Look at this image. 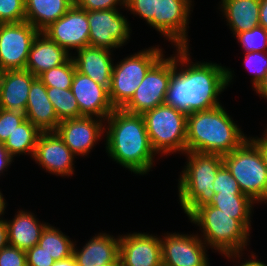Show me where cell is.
Instances as JSON below:
<instances>
[{"label":"cell","mask_w":267,"mask_h":266,"mask_svg":"<svg viewBox=\"0 0 267 266\" xmlns=\"http://www.w3.org/2000/svg\"><path fill=\"white\" fill-rule=\"evenodd\" d=\"M174 51L175 68L165 104L185 114L221 105L219 96L234 81V70L211 61L192 62L189 48Z\"/></svg>","instance_id":"1"},{"label":"cell","mask_w":267,"mask_h":266,"mask_svg":"<svg viewBox=\"0 0 267 266\" xmlns=\"http://www.w3.org/2000/svg\"><path fill=\"white\" fill-rule=\"evenodd\" d=\"M104 138L107 156L114 162L139 176L152 171L156 153L142 114L114 109L105 120Z\"/></svg>","instance_id":"2"},{"label":"cell","mask_w":267,"mask_h":266,"mask_svg":"<svg viewBox=\"0 0 267 266\" xmlns=\"http://www.w3.org/2000/svg\"><path fill=\"white\" fill-rule=\"evenodd\" d=\"M221 104L187 114L186 151L230 154L248 138Z\"/></svg>","instance_id":"3"},{"label":"cell","mask_w":267,"mask_h":266,"mask_svg":"<svg viewBox=\"0 0 267 266\" xmlns=\"http://www.w3.org/2000/svg\"><path fill=\"white\" fill-rule=\"evenodd\" d=\"M188 218L192 224L199 227L201 233H198V236L209 249H214L223 257L244 256L250 245L251 232L235 219V215H228L207 204L197 208Z\"/></svg>","instance_id":"4"},{"label":"cell","mask_w":267,"mask_h":266,"mask_svg":"<svg viewBox=\"0 0 267 266\" xmlns=\"http://www.w3.org/2000/svg\"><path fill=\"white\" fill-rule=\"evenodd\" d=\"M186 162L178 180V204L189 217L197 208L214 199V185L218 170L224 165L218 154L186 151Z\"/></svg>","instance_id":"5"},{"label":"cell","mask_w":267,"mask_h":266,"mask_svg":"<svg viewBox=\"0 0 267 266\" xmlns=\"http://www.w3.org/2000/svg\"><path fill=\"white\" fill-rule=\"evenodd\" d=\"M153 151L164 157L186 152L187 114L162 104L142 114Z\"/></svg>","instance_id":"6"},{"label":"cell","mask_w":267,"mask_h":266,"mask_svg":"<svg viewBox=\"0 0 267 266\" xmlns=\"http://www.w3.org/2000/svg\"><path fill=\"white\" fill-rule=\"evenodd\" d=\"M222 157L242 193L257 205L267 204V168L260 149L248 138L239 148Z\"/></svg>","instance_id":"7"},{"label":"cell","mask_w":267,"mask_h":266,"mask_svg":"<svg viewBox=\"0 0 267 266\" xmlns=\"http://www.w3.org/2000/svg\"><path fill=\"white\" fill-rule=\"evenodd\" d=\"M159 46L141 49L113 64L109 99L114 109L130 101L148 70L164 55Z\"/></svg>","instance_id":"8"},{"label":"cell","mask_w":267,"mask_h":266,"mask_svg":"<svg viewBox=\"0 0 267 266\" xmlns=\"http://www.w3.org/2000/svg\"><path fill=\"white\" fill-rule=\"evenodd\" d=\"M163 55L147 72L130 101L122 108L132 114H143L165 104L170 79L175 68V53Z\"/></svg>","instance_id":"9"},{"label":"cell","mask_w":267,"mask_h":266,"mask_svg":"<svg viewBox=\"0 0 267 266\" xmlns=\"http://www.w3.org/2000/svg\"><path fill=\"white\" fill-rule=\"evenodd\" d=\"M193 3L194 0H156L153 29L174 48H190L187 30Z\"/></svg>","instance_id":"10"},{"label":"cell","mask_w":267,"mask_h":266,"mask_svg":"<svg viewBox=\"0 0 267 266\" xmlns=\"http://www.w3.org/2000/svg\"><path fill=\"white\" fill-rule=\"evenodd\" d=\"M89 46L114 51L128 44L132 33L129 20L120 9L87 11Z\"/></svg>","instance_id":"11"},{"label":"cell","mask_w":267,"mask_h":266,"mask_svg":"<svg viewBox=\"0 0 267 266\" xmlns=\"http://www.w3.org/2000/svg\"><path fill=\"white\" fill-rule=\"evenodd\" d=\"M38 33L26 21L0 24V70H24Z\"/></svg>","instance_id":"12"},{"label":"cell","mask_w":267,"mask_h":266,"mask_svg":"<svg viewBox=\"0 0 267 266\" xmlns=\"http://www.w3.org/2000/svg\"><path fill=\"white\" fill-rule=\"evenodd\" d=\"M196 233L160 235L162 266H210L209 248Z\"/></svg>","instance_id":"13"},{"label":"cell","mask_w":267,"mask_h":266,"mask_svg":"<svg viewBox=\"0 0 267 266\" xmlns=\"http://www.w3.org/2000/svg\"><path fill=\"white\" fill-rule=\"evenodd\" d=\"M75 158L57 132L49 131L39 135L32 160L46 173L69 178L75 175Z\"/></svg>","instance_id":"14"},{"label":"cell","mask_w":267,"mask_h":266,"mask_svg":"<svg viewBox=\"0 0 267 266\" xmlns=\"http://www.w3.org/2000/svg\"><path fill=\"white\" fill-rule=\"evenodd\" d=\"M89 30L87 11L73 4L62 17L50 24L42 33L72 54L73 50L89 46Z\"/></svg>","instance_id":"15"},{"label":"cell","mask_w":267,"mask_h":266,"mask_svg":"<svg viewBox=\"0 0 267 266\" xmlns=\"http://www.w3.org/2000/svg\"><path fill=\"white\" fill-rule=\"evenodd\" d=\"M56 132L76 156L85 157L104 138L105 120L86 116L67 119L60 121Z\"/></svg>","instance_id":"16"},{"label":"cell","mask_w":267,"mask_h":266,"mask_svg":"<svg viewBox=\"0 0 267 266\" xmlns=\"http://www.w3.org/2000/svg\"><path fill=\"white\" fill-rule=\"evenodd\" d=\"M119 259L122 266H162L160 236L147 232L120 235Z\"/></svg>","instance_id":"17"},{"label":"cell","mask_w":267,"mask_h":266,"mask_svg":"<svg viewBox=\"0 0 267 266\" xmlns=\"http://www.w3.org/2000/svg\"><path fill=\"white\" fill-rule=\"evenodd\" d=\"M71 90L77 100L81 117L106 120L114 110L109 99V90L77 70L73 76Z\"/></svg>","instance_id":"18"},{"label":"cell","mask_w":267,"mask_h":266,"mask_svg":"<svg viewBox=\"0 0 267 266\" xmlns=\"http://www.w3.org/2000/svg\"><path fill=\"white\" fill-rule=\"evenodd\" d=\"M112 52L104 48L86 46L76 50L71 57L79 73L87 75L94 82L109 90L114 64Z\"/></svg>","instance_id":"19"},{"label":"cell","mask_w":267,"mask_h":266,"mask_svg":"<svg viewBox=\"0 0 267 266\" xmlns=\"http://www.w3.org/2000/svg\"><path fill=\"white\" fill-rule=\"evenodd\" d=\"M92 237L80 249L75 241L73 255L77 266H107L119 258V234L115 237L106 232H99Z\"/></svg>","instance_id":"20"},{"label":"cell","mask_w":267,"mask_h":266,"mask_svg":"<svg viewBox=\"0 0 267 266\" xmlns=\"http://www.w3.org/2000/svg\"><path fill=\"white\" fill-rule=\"evenodd\" d=\"M25 116L41 132L56 131L60 123L47 96V87L38 77L31 84Z\"/></svg>","instance_id":"21"},{"label":"cell","mask_w":267,"mask_h":266,"mask_svg":"<svg viewBox=\"0 0 267 266\" xmlns=\"http://www.w3.org/2000/svg\"><path fill=\"white\" fill-rule=\"evenodd\" d=\"M71 54L39 32L32 42L25 70L39 77L45 71L65 63Z\"/></svg>","instance_id":"22"},{"label":"cell","mask_w":267,"mask_h":266,"mask_svg":"<svg viewBox=\"0 0 267 266\" xmlns=\"http://www.w3.org/2000/svg\"><path fill=\"white\" fill-rule=\"evenodd\" d=\"M35 78L25 69L2 71L0 108L25 113L30 87Z\"/></svg>","instance_id":"23"},{"label":"cell","mask_w":267,"mask_h":266,"mask_svg":"<svg viewBox=\"0 0 267 266\" xmlns=\"http://www.w3.org/2000/svg\"><path fill=\"white\" fill-rule=\"evenodd\" d=\"M8 244L27 251L38 244L42 231L49 224L41 222L31 211L18 210L12 220L5 219Z\"/></svg>","instance_id":"24"},{"label":"cell","mask_w":267,"mask_h":266,"mask_svg":"<svg viewBox=\"0 0 267 266\" xmlns=\"http://www.w3.org/2000/svg\"><path fill=\"white\" fill-rule=\"evenodd\" d=\"M218 7L232 37L259 26L260 0H221Z\"/></svg>","instance_id":"25"},{"label":"cell","mask_w":267,"mask_h":266,"mask_svg":"<svg viewBox=\"0 0 267 266\" xmlns=\"http://www.w3.org/2000/svg\"><path fill=\"white\" fill-rule=\"evenodd\" d=\"M74 0H25V21L42 32L62 17Z\"/></svg>","instance_id":"26"},{"label":"cell","mask_w":267,"mask_h":266,"mask_svg":"<svg viewBox=\"0 0 267 266\" xmlns=\"http://www.w3.org/2000/svg\"><path fill=\"white\" fill-rule=\"evenodd\" d=\"M255 203L248 195H232L217 193L214 195L213 201L210 203L223 213L228 215H235L249 231L252 229V217L254 212Z\"/></svg>","instance_id":"27"},{"label":"cell","mask_w":267,"mask_h":266,"mask_svg":"<svg viewBox=\"0 0 267 266\" xmlns=\"http://www.w3.org/2000/svg\"><path fill=\"white\" fill-rule=\"evenodd\" d=\"M40 134L41 131L25 119L4 142L5 148L13 158L18 155H28L32 159Z\"/></svg>","instance_id":"28"},{"label":"cell","mask_w":267,"mask_h":266,"mask_svg":"<svg viewBox=\"0 0 267 266\" xmlns=\"http://www.w3.org/2000/svg\"><path fill=\"white\" fill-rule=\"evenodd\" d=\"M50 223L42 231L38 244L56 261L73 255L75 241Z\"/></svg>","instance_id":"29"},{"label":"cell","mask_w":267,"mask_h":266,"mask_svg":"<svg viewBox=\"0 0 267 266\" xmlns=\"http://www.w3.org/2000/svg\"><path fill=\"white\" fill-rule=\"evenodd\" d=\"M47 96L54 106L59 121L81 117L77 100L71 89L47 87Z\"/></svg>","instance_id":"30"},{"label":"cell","mask_w":267,"mask_h":266,"mask_svg":"<svg viewBox=\"0 0 267 266\" xmlns=\"http://www.w3.org/2000/svg\"><path fill=\"white\" fill-rule=\"evenodd\" d=\"M76 67L72 57L60 66L51 68L42 73L38 78L46 87H56L58 89H71L73 76Z\"/></svg>","instance_id":"31"},{"label":"cell","mask_w":267,"mask_h":266,"mask_svg":"<svg viewBox=\"0 0 267 266\" xmlns=\"http://www.w3.org/2000/svg\"><path fill=\"white\" fill-rule=\"evenodd\" d=\"M234 38L238 40L244 53L267 52V30L262 26L237 33Z\"/></svg>","instance_id":"32"},{"label":"cell","mask_w":267,"mask_h":266,"mask_svg":"<svg viewBox=\"0 0 267 266\" xmlns=\"http://www.w3.org/2000/svg\"><path fill=\"white\" fill-rule=\"evenodd\" d=\"M244 68L252 76L251 84L254 90L267 74V52H248L244 55Z\"/></svg>","instance_id":"33"},{"label":"cell","mask_w":267,"mask_h":266,"mask_svg":"<svg viewBox=\"0 0 267 266\" xmlns=\"http://www.w3.org/2000/svg\"><path fill=\"white\" fill-rule=\"evenodd\" d=\"M25 21V0H0V24Z\"/></svg>","instance_id":"34"},{"label":"cell","mask_w":267,"mask_h":266,"mask_svg":"<svg viewBox=\"0 0 267 266\" xmlns=\"http://www.w3.org/2000/svg\"><path fill=\"white\" fill-rule=\"evenodd\" d=\"M214 193L232 194V195H246L242 193L238 182L233 178L230 171L223 165L217 172L216 178L213 182Z\"/></svg>","instance_id":"35"},{"label":"cell","mask_w":267,"mask_h":266,"mask_svg":"<svg viewBox=\"0 0 267 266\" xmlns=\"http://www.w3.org/2000/svg\"><path fill=\"white\" fill-rule=\"evenodd\" d=\"M156 0H125V10L137 15L153 28Z\"/></svg>","instance_id":"36"},{"label":"cell","mask_w":267,"mask_h":266,"mask_svg":"<svg viewBox=\"0 0 267 266\" xmlns=\"http://www.w3.org/2000/svg\"><path fill=\"white\" fill-rule=\"evenodd\" d=\"M26 119L25 113L0 108V142L4 143L17 126Z\"/></svg>","instance_id":"37"},{"label":"cell","mask_w":267,"mask_h":266,"mask_svg":"<svg viewBox=\"0 0 267 266\" xmlns=\"http://www.w3.org/2000/svg\"><path fill=\"white\" fill-rule=\"evenodd\" d=\"M0 266H27L26 251L8 244L0 250Z\"/></svg>","instance_id":"38"},{"label":"cell","mask_w":267,"mask_h":266,"mask_svg":"<svg viewBox=\"0 0 267 266\" xmlns=\"http://www.w3.org/2000/svg\"><path fill=\"white\" fill-rule=\"evenodd\" d=\"M74 4L86 11L125 9V0H74Z\"/></svg>","instance_id":"39"},{"label":"cell","mask_w":267,"mask_h":266,"mask_svg":"<svg viewBox=\"0 0 267 266\" xmlns=\"http://www.w3.org/2000/svg\"><path fill=\"white\" fill-rule=\"evenodd\" d=\"M27 266H52L56 261L39 245H35L26 251Z\"/></svg>","instance_id":"40"},{"label":"cell","mask_w":267,"mask_h":266,"mask_svg":"<svg viewBox=\"0 0 267 266\" xmlns=\"http://www.w3.org/2000/svg\"><path fill=\"white\" fill-rule=\"evenodd\" d=\"M242 257L243 255H230V256L224 257V259L226 258L228 259V261L230 259V261L232 260L233 263L237 262L236 264H234V266H267L265 262L258 259L259 256H257V254L254 253V251L250 252L248 259L242 258ZM241 259H245V260H241Z\"/></svg>","instance_id":"41"},{"label":"cell","mask_w":267,"mask_h":266,"mask_svg":"<svg viewBox=\"0 0 267 266\" xmlns=\"http://www.w3.org/2000/svg\"><path fill=\"white\" fill-rule=\"evenodd\" d=\"M14 159L15 158L8 153L4 143L0 142V177H2V174L5 176L4 172L8 171Z\"/></svg>","instance_id":"42"},{"label":"cell","mask_w":267,"mask_h":266,"mask_svg":"<svg viewBox=\"0 0 267 266\" xmlns=\"http://www.w3.org/2000/svg\"><path fill=\"white\" fill-rule=\"evenodd\" d=\"M264 127L265 130L262 133L261 137H251V135H249V139L260 149L267 168V125Z\"/></svg>","instance_id":"43"},{"label":"cell","mask_w":267,"mask_h":266,"mask_svg":"<svg viewBox=\"0 0 267 266\" xmlns=\"http://www.w3.org/2000/svg\"><path fill=\"white\" fill-rule=\"evenodd\" d=\"M259 26L267 30V0H260Z\"/></svg>","instance_id":"44"},{"label":"cell","mask_w":267,"mask_h":266,"mask_svg":"<svg viewBox=\"0 0 267 266\" xmlns=\"http://www.w3.org/2000/svg\"><path fill=\"white\" fill-rule=\"evenodd\" d=\"M8 245L7 225L4 217L0 218V250Z\"/></svg>","instance_id":"45"},{"label":"cell","mask_w":267,"mask_h":266,"mask_svg":"<svg viewBox=\"0 0 267 266\" xmlns=\"http://www.w3.org/2000/svg\"><path fill=\"white\" fill-rule=\"evenodd\" d=\"M253 91H255L256 95L258 94L259 97H264V99L266 98L267 100V74Z\"/></svg>","instance_id":"46"},{"label":"cell","mask_w":267,"mask_h":266,"mask_svg":"<svg viewBox=\"0 0 267 266\" xmlns=\"http://www.w3.org/2000/svg\"><path fill=\"white\" fill-rule=\"evenodd\" d=\"M52 266H77V262L74 255H72L65 259L55 261Z\"/></svg>","instance_id":"47"},{"label":"cell","mask_w":267,"mask_h":266,"mask_svg":"<svg viewBox=\"0 0 267 266\" xmlns=\"http://www.w3.org/2000/svg\"><path fill=\"white\" fill-rule=\"evenodd\" d=\"M7 203L8 202H6L4 195L2 191L0 190V218H3V215L6 213L5 210L8 206Z\"/></svg>","instance_id":"48"},{"label":"cell","mask_w":267,"mask_h":266,"mask_svg":"<svg viewBox=\"0 0 267 266\" xmlns=\"http://www.w3.org/2000/svg\"><path fill=\"white\" fill-rule=\"evenodd\" d=\"M107 266H122L120 259L118 258L114 263L109 264Z\"/></svg>","instance_id":"49"},{"label":"cell","mask_w":267,"mask_h":266,"mask_svg":"<svg viewBox=\"0 0 267 266\" xmlns=\"http://www.w3.org/2000/svg\"><path fill=\"white\" fill-rule=\"evenodd\" d=\"M1 86H2V71L0 70V99H1Z\"/></svg>","instance_id":"50"}]
</instances>
